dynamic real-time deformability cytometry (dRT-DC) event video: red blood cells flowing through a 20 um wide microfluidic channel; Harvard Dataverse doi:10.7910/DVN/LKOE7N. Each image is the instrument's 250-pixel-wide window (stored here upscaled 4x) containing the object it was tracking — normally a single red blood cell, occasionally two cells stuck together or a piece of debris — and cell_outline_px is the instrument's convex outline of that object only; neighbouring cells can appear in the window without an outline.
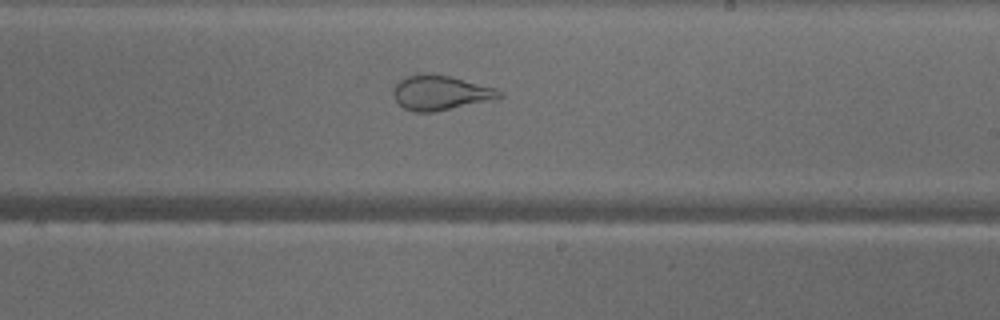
{"species": "common noctule bat (a hibernating species)", "species_latin": "Nyctalus noctula", "temperature_condition": "warm", "stored_images_in_passage": 47, "camera_frame_rate_fps": 3000, "um_per_image_px": 0.085, "animal": {"sex": "male", "body_mass_g": 18.8}, "frame": {"image": 1, "passage_image": 27, "time_ms": 8.667, "image_size_px": [1000, 320], "cell_outline_px": [[504, 96], [488, 100], [432, 112], [412, 112], [404, 108], [392, 96], [392, 88], [400, 80], [408, 76], [424, 72], [428, 72], [452, 76], [496, 88], [504, 92]], "centroid_in_image_um": [37.41, 7.86], "position_along_channel_um": 251.6, "area_um2": 21.5}, "authors_computed_cell_mechanics": {"area_um2": 29.6514, "velocity_mm_per_s": 4.1503, "shape_relaxation_time_tau1_ms": null, "shape_relaxation_time_tau2_ms": 0.9411, "deformation_change_tau1": null, "deformation_change_tau2": 0.0922}}